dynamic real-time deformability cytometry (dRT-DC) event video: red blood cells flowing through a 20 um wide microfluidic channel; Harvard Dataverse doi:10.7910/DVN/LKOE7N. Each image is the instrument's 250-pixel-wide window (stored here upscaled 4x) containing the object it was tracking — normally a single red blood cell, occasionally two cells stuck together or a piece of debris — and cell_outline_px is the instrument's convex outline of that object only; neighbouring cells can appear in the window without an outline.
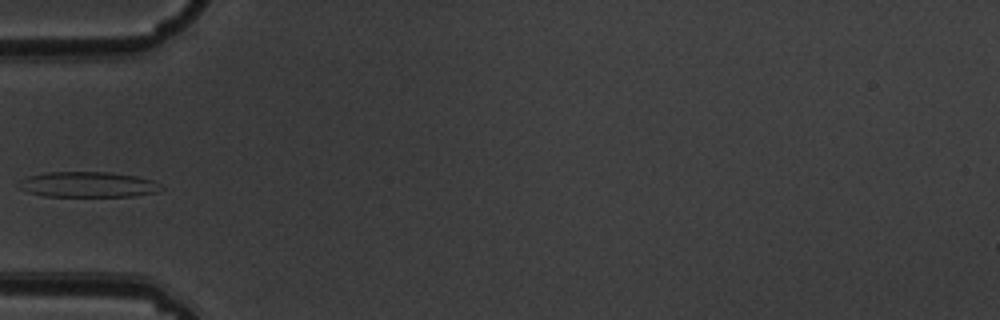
{"species": "common noctule bat (a hibernating species)", "species_latin": "Nyctalus noctula", "temperature_condition": "warm", "stored_images_in_passage": 5, "camera_frame_rate_fps": 3000, "um_per_image_px": 0.085, "animal": {"sex": "male", "body_mass_g": 19.5, "forearm_length_mm": 54.6}, "frame": {"image": 1, "passage_image": 5, "time_ms": 1.333, "image_size_px": [1000, 320], "cell_outline_px": [[164, 188], [156, 192], [132, 196], [44, 196], [28, 192], [20, 188], [20, 180], [28, 176], [48, 172], [108, 172], [136, 176], [152, 180]], "centroid_in_image_um": [7.47, 15.68], "position_along_channel_um": 77.5, "area_um2": 20.92}}